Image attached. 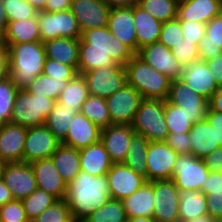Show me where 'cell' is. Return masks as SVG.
Listing matches in <instances>:
<instances>
[{"label": "cell", "instance_id": "6da1fadb", "mask_svg": "<svg viewBox=\"0 0 222 222\" xmlns=\"http://www.w3.org/2000/svg\"><path fill=\"white\" fill-rule=\"evenodd\" d=\"M111 199L110 188L106 175L94 176L80 171L67 184L65 201L71 215L82 222L95 209L100 208Z\"/></svg>", "mask_w": 222, "mask_h": 222}, {"label": "cell", "instance_id": "7a4b0ae2", "mask_svg": "<svg viewBox=\"0 0 222 222\" xmlns=\"http://www.w3.org/2000/svg\"><path fill=\"white\" fill-rule=\"evenodd\" d=\"M9 78L16 84L19 90H25L30 82L43 73L46 52L41 41L10 44Z\"/></svg>", "mask_w": 222, "mask_h": 222}, {"label": "cell", "instance_id": "3957f363", "mask_svg": "<svg viewBox=\"0 0 222 222\" xmlns=\"http://www.w3.org/2000/svg\"><path fill=\"white\" fill-rule=\"evenodd\" d=\"M127 84L145 99L166 100L172 79L149 66L136 54L124 65Z\"/></svg>", "mask_w": 222, "mask_h": 222}, {"label": "cell", "instance_id": "277c9868", "mask_svg": "<svg viewBox=\"0 0 222 222\" xmlns=\"http://www.w3.org/2000/svg\"><path fill=\"white\" fill-rule=\"evenodd\" d=\"M165 100L145 99L140 102L131 124L135 133L153 142H165L169 130L164 117Z\"/></svg>", "mask_w": 222, "mask_h": 222}, {"label": "cell", "instance_id": "5b68a950", "mask_svg": "<svg viewBox=\"0 0 222 222\" xmlns=\"http://www.w3.org/2000/svg\"><path fill=\"white\" fill-rule=\"evenodd\" d=\"M55 103L56 100L44 95L19 90L13 105L11 123L26 128L44 125Z\"/></svg>", "mask_w": 222, "mask_h": 222}, {"label": "cell", "instance_id": "8992f818", "mask_svg": "<svg viewBox=\"0 0 222 222\" xmlns=\"http://www.w3.org/2000/svg\"><path fill=\"white\" fill-rule=\"evenodd\" d=\"M79 50L106 51L117 64L123 66L135 55L128 46L110 33L107 26L83 31L79 39Z\"/></svg>", "mask_w": 222, "mask_h": 222}, {"label": "cell", "instance_id": "52a82bcc", "mask_svg": "<svg viewBox=\"0 0 222 222\" xmlns=\"http://www.w3.org/2000/svg\"><path fill=\"white\" fill-rule=\"evenodd\" d=\"M37 18L41 42L59 37L80 39L82 36L77 19L70 10L40 11Z\"/></svg>", "mask_w": 222, "mask_h": 222}, {"label": "cell", "instance_id": "ba28073f", "mask_svg": "<svg viewBox=\"0 0 222 222\" xmlns=\"http://www.w3.org/2000/svg\"><path fill=\"white\" fill-rule=\"evenodd\" d=\"M209 172L202 159L192 154H179L172 180L179 191H201Z\"/></svg>", "mask_w": 222, "mask_h": 222}, {"label": "cell", "instance_id": "9c48e42d", "mask_svg": "<svg viewBox=\"0 0 222 222\" xmlns=\"http://www.w3.org/2000/svg\"><path fill=\"white\" fill-rule=\"evenodd\" d=\"M167 100L176 106L182 107L193 124L205 120L207 116L209 101L193 91L181 79L171 81Z\"/></svg>", "mask_w": 222, "mask_h": 222}, {"label": "cell", "instance_id": "30bf717a", "mask_svg": "<svg viewBox=\"0 0 222 222\" xmlns=\"http://www.w3.org/2000/svg\"><path fill=\"white\" fill-rule=\"evenodd\" d=\"M89 95L106 98L121 89L126 83L124 66H107L84 72Z\"/></svg>", "mask_w": 222, "mask_h": 222}, {"label": "cell", "instance_id": "8fae6325", "mask_svg": "<svg viewBox=\"0 0 222 222\" xmlns=\"http://www.w3.org/2000/svg\"><path fill=\"white\" fill-rule=\"evenodd\" d=\"M143 97L127 83L105 98L112 124L131 125Z\"/></svg>", "mask_w": 222, "mask_h": 222}, {"label": "cell", "instance_id": "7c38bea8", "mask_svg": "<svg viewBox=\"0 0 222 222\" xmlns=\"http://www.w3.org/2000/svg\"><path fill=\"white\" fill-rule=\"evenodd\" d=\"M180 191L172 179L154 180V215L156 222L179 221Z\"/></svg>", "mask_w": 222, "mask_h": 222}, {"label": "cell", "instance_id": "4fadbf2b", "mask_svg": "<svg viewBox=\"0 0 222 222\" xmlns=\"http://www.w3.org/2000/svg\"><path fill=\"white\" fill-rule=\"evenodd\" d=\"M178 153L166 142L150 141L147 149V181L172 179Z\"/></svg>", "mask_w": 222, "mask_h": 222}, {"label": "cell", "instance_id": "5bb4252c", "mask_svg": "<svg viewBox=\"0 0 222 222\" xmlns=\"http://www.w3.org/2000/svg\"><path fill=\"white\" fill-rule=\"evenodd\" d=\"M1 179L11 191L14 199L22 200L37 189V183L30 163H4Z\"/></svg>", "mask_w": 222, "mask_h": 222}, {"label": "cell", "instance_id": "9a60e30c", "mask_svg": "<svg viewBox=\"0 0 222 222\" xmlns=\"http://www.w3.org/2000/svg\"><path fill=\"white\" fill-rule=\"evenodd\" d=\"M61 142L45 126L27 128L23 150V162L31 163L40 159L51 158Z\"/></svg>", "mask_w": 222, "mask_h": 222}, {"label": "cell", "instance_id": "2e32d148", "mask_svg": "<svg viewBox=\"0 0 222 222\" xmlns=\"http://www.w3.org/2000/svg\"><path fill=\"white\" fill-rule=\"evenodd\" d=\"M106 176L111 198L116 200L131 196L147 181L145 177L135 173L125 163H113Z\"/></svg>", "mask_w": 222, "mask_h": 222}, {"label": "cell", "instance_id": "e0dca14e", "mask_svg": "<svg viewBox=\"0 0 222 222\" xmlns=\"http://www.w3.org/2000/svg\"><path fill=\"white\" fill-rule=\"evenodd\" d=\"M111 7L104 0H72L70 11L81 32L107 26Z\"/></svg>", "mask_w": 222, "mask_h": 222}, {"label": "cell", "instance_id": "ac0fdd59", "mask_svg": "<svg viewBox=\"0 0 222 222\" xmlns=\"http://www.w3.org/2000/svg\"><path fill=\"white\" fill-rule=\"evenodd\" d=\"M136 55L172 80L180 79L182 76V65L164 44L159 42L149 44L139 49Z\"/></svg>", "mask_w": 222, "mask_h": 222}, {"label": "cell", "instance_id": "d6986e66", "mask_svg": "<svg viewBox=\"0 0 222 222\" xmlns=\"http://www.w3.org/2000/svg\"><path fill=\"white\" fill-rule=\"evenodd\" d=\"M135 131L131 125L111 124L101 129L100 141L113 163H124Z\"/></svg>", "mask_w": 222, "mask_h": 222}, {"label": "cell", "instance_id": "ffe728a7", "mask_svg": "<svg viewBox=\"0 0 222 222\" xmlns=\"http://www.w3.org/2000/svg\"><path fill=\"white\" fill-rule=\"evenodd\" d=\"M37 188L46 191L57 200L65 199L67 183L57 171L52 158L40 159L30 163Z\"/></svg>", "mask_w": 222, "mask_h": 222}, {"label": "cell", "instance_id": "44dd1931", "mask_svg": "<svg viewBox=\"0 0 222 222\" xmlns=\"http://www.w3.org/2000/svg\"><path fill=\"white\" fill-rule=\"evenodd\" d=\"M27 128L9 123L0 124V160L3 163L23 162Z\"/></svg>", "mask_w": 222, "mask_h": 222}, {"label": "cell", "instance_id": "7402d4cb", "mask_svg": "<svg viewBox=\"0 0 222 222\" xmlns=\"http://www.w3.org/2000/svg\"><path fill=\"white\" fill-rule=\"evenodd\" d=\"M107 28L115 38L137 54V38L134 26L133 7L111 8Z\"/></svg>", "mask_w": 222, "mask_h": 222}, {"label": "cell", "instance_id": "603a6c76", "mask_svg": "<svg viewBox=\"0 0 222 222\" xmlns=\"http://www.w3.org/2000/svg\"><path fill=\"white\" fill-rule=\"evenodd\" d=\"M180 79L208 101L219 89L206 61L200 59L184 66Z\"/></svg>", "mask_w": 222, "mask_h": 222}, {"label": "cell", "instance_id": "cb8c5ba5", "mask_svg": "<svg viewBox=\"0 0 222 222\" xmlns=\"http://www.w3.org/2000/svg\"><path fill=\"white\" fill-rule=\"evenodd\" d=\"M100 135L101 129L81 112H78L74 115L72 122L69 123V128L62 144L75 149H82L99 142Z\"/></svg>", "mask_w": 222, "mask_h": 222}, {"label": "cell", "instance_id": "d4e9b609", "mask_svg": "<svg viewBox=\"0 0 222 222\" xmlns=\"http://www.w3.org/2000/svg\"><path fill=\"white\" fill-rule=\"evenodd\" d=\"M221 13L222 0H186L178 3L177 19L206 24Z\"/></svg>", "mask_w": 222, "mask_h": 222}, {"label": "cell", "instance_id": "484cf974", "mask_svg": "<svg viewBox=\"0 0 222 222\" xmlns=\"http://www.w3.org/2000/svg\"><path fill=\"white\" fill-rule=\"evenodd\" d=\"M133 16L138 53L144 46L158 42L163 22L155 19L138 4L133 6Z\"/></svg>", "mask_w": 222, "mask_h": 222}, {"label": "cell", "instance_id": "4316f807", "mask_svg": "<svg viewBox=\"0 0 222 222\" xmlns=\"http://www.w3.org/2000/svg\"><path fill=\"white\" fill-rule=\"evenodd\" d=\"M127 218L153 217L154 215V181H146L131 196L121 200Z\"/></svg>", "mask_w": 222, "mask_h": 222}, {"label": "cell", "instance_id": "83f0119b", "mask_svg": "<svg viewBox=\"0 0 222 222\" xmlns=\"http://www.w3.org/2000/svg\"><path fill=\"white\" fill-rule=\"evenodd\" d=\"M81 170L94 176L106 175L113 165L101 141L79 149Z\"/></svg>", "mask_w": 222, "mask_h": 222}, {"label": "cell", "instance_id": "f1b7e54d", "mask_svg": "<svg viewBox=\"0 0 222 222\" xmlns=\"http://www.w3.org/2000/svg\"><path fill=\"white\" fill-rule=\"evenodd\" d=\"M44 43L46 57L72 66L76 71L79 63V39L74 38H54Z\"/></svg>", "mask_w": 222, "mask_h": 222}, {"label": "cell", "instance_id": "f546056e", "mask_svg": "<svg viewBox=\"0 0 222 222\" xmlns=\"http://www.w3.org/2000/svg\"><path fill=\"white\" fill-rule=\"evenodd\" d=\"M191 154L202 159L217 148L219 143H215L214 130L208 121L202 120L194 123L189 131Z\"/></svg>", "mask_w": 222, "mask_h": 222}, {"label": "cell", "instance_id": "4dcf8cb0", "mask_svg": "<svg viewBox=\"0 0 222 222\" xmlns=\"http://www.w3.org/2000/svg\"><path fill=\"white\" fill-rule=\"evenodd\" d=\"M198 46L199 59L202 61L222 53V13L205 24V36Z\"/></svg>", "mask_w": 222, "mask_h": 222}, {"label": "cell", "instance_id": "1f68e13d", "mask_svg": "<svg viewBox=\"0 0 222 222\" xmlns=\"http://www.w3.org/2000/svg\"><path fill=\"white\" fill-rule=\"evenodd\" d=\"M4 43L10 44L41 41L38 18L8 21Z\"/></svg>", "mask_w": 222, "mask_h": 222}, {"label": "cell", "instance_id": "d6a6232c", "mask_svg": "<svg viewBox=\"0 0 222 222\" xmlns=\"http://www.w3.org/2000/svg\"><path fill=\"white\" fill-rule=\"evenodd\" d=\"M51 158L67 184L81 171L79 149L61 143Z\"/></svg>", "mask_w": 222, "mask_h": 222}, {"label": "cell", "instance_id": "836d02e7", "mask_svg": "<svg viewBox=\"0 0 222 222\" xmlns=\"http://www.w3.org/2000/svg\"><path fill=\"white\" fill-rule=\"evenodd\" d=\"M179 221H186L208 214L206 195L201 191H180Z\"/></svg>", "mask_w": 222, "mask_h": 222}, {"label": "cell", "instance_id": "e575fe53", "mask_svg": "<svg viewBox=\"0 0 222 222\" xmlns=\"http://www.w3.org/2000/svg\"><path fill=\"white\" fill-rule=\"evenodd\" d=\"M88 97L89 90L86 80L81 74H77L72 80L68 81L67 86L61 91L56 102L80 112L83 103Z\"/></svg>", "mask_w": 222, "mask_h": 222}, {"label": "cell", "instance_id": "d590c367", "mask_svg": "<svg viewBox=\"0 0 222 222\" xmlns=\"http://www.w3.org/2000/svg\"><path fill=\"white\" fill-rule=\"evenodd\" d=\"M78 112L73 108L56 102L54 108L46 117L45 126L54 134V136L62 143L65 140L69 123L72 122L74 115Z\"/></svg>", "mask_w": 222, "mask_h": 222}, {"label": "cell", "instance_id": "8d00e7d4", "mask_svg": "<svg viewBox=\"0 0 222 222\" xmlns=\"http://www.w3.org/2000/svg\"><path fill=\"white\" fill-rule=\"evenodd\" d=\"M149 140L143 135L135 133L130 141L125 164L130 167L135 173H138L147 180V149Z\"/></svg>", "mask_w": 222, "mask_h": 222}, {"label": "cell", "instance_id": "74e56055", "mask_svg": "<svg viewBox=\"0 0 222 222\" xmlns=\"http://www.w3.org/2000/svg\"><path fill=\"white\" fill-rule=\"evenodd\" d=\"M80 112L100 129L110 126L111 118L105 98L89 95Z\"/></svg>", "mask_w": 222, "mask_h": 222}, {"label": "cell", "instance_id": "f35d334b", "mask_svg": "<svg viewBox=\"0 0 222 222\" xmlns=\"http://www.w3.org/2000/svg\"><path fill=\"white\" fill-rule=\"evenodd\" d=\"M69 80H56L43 73L35 77L25 89L31 94L44 95L57 101L61 91L67 86Z\"/></svg>", "mask_w": 222, "mask_h": 222}, {"label": "cell", "instance_id": "ab89813d", "mask_svg": "<svg viewBox=\"0 0 222 222\" xmlns=\"http://www.w3.org/2000/svg\"><path fill=\"white\" fill-rule=\"evenodd\" d=\"M126 220L127 216L121 200L111 198L82 222H126Z\"/></svg>", "mask_w": 222, "mask_h": 222}, {"label": "cell", "instance_id": "60d3db41", "mask_svg": "<svg viewBox=\"0 0 222 222\" xmlns=\"http://www.w3.org/2000/svg\"><path fill=\"white\" fill-rule=\"evenodd\" d=\"M138 5L161 22L177 19V0H138Z\"/></svg>", "mask_w": 222, "mask_h": 222}, {"label": "cell", "instance_id": "b9f144b4", "mask_svg": "<svg viewBox=\"0 0 222 222\" xmlns=\"http://www.w3.org/2000/svg\"><path fill=\"white\" fill-rule=\"evenodd\" d=\"M107 66L123 65L117 64L106 51L79 50L78 74Z\"/></svg>", "mask_w": 222, "mask_h": 222}, {"label": "cell", "instance_id": "7bdbcfd3", "mask_svg": "<svg viewBox=\"0 0 222 222\" xmlns=\"http://www.w3.org/2000/svg\"><path fill=\"white\" fill-rule=\"evenodd\" d=\"M164 117L169 133H189L193 123L182 107L170 103L167 99L164 104Z\"/></svg>", "mask_w": 222, "mask_h": 222}, {"label": "cell", "instance_id": "ee69618b", "mask_svg": "<svg viewBox=\"0 0 222 222\" xmlns=\"http://www.w3.org/2000/svg\"><path fill=\"white\" fill-rule=\"evenodd\" d=\"M24 210L31 222L44 210L50 207L57 199L46 191L37 188L29 196L22 199Z\"/></svg>", "mask_w": 222, "mask_h": 222}, {"label": "cell", "instance_id": "f6af8a7d", "mask_svg": "<svg viewBox=\"0 0 222 222\" xmlns=\"http://www.w3.org/2000/svg\"><path fill=\"white\" fill-rule=\"evenodd\" d=\"M19 89L10 79L0 81V124L11 122L13 105Z\"/></svg>", "mask_w": 222, "mask_h": 222}, {"label": "cell", "instance_id": "bcb514c9", "mask_svg": "<svg viewBox=\"0 0 222 222\" xmlns=\"http://www.w3.org/2000/svg\"><path fill=\"white\" fill-rule=\"evenodd\" d=\"M31 222H78L71 215L65 199L55 201Z\"/></svg>", "mask_w": 222, "mask_h": 222}, {"label": "cell", "instance_id": "7dc6e473", "mask_svg": "<svg viewBox=\"0 0 222 222\" xmlns=\"http://www.w3.org/2000/svg\"><path fill=\"white\" fill-rule=\"evenodd\" d=\"M7 21L36 18L38 11L26 0H2Z\"/></svg>", "mask_w": 222, "mask_h": 222}, {"label": "cell", "instance_id": "c3c4849f", "mask_svg": "<svg viewBox=\"0 0 222 222\" xmlns=\"http://www.w3.org/2000/svg\"><path fill=\"white\" fill-rule=\"evenodd\" d=\"M183 40L181 23L178 19L163 22L158 42L168 49L178 45Z\"/></svg>", "mask_w": 222, "mask_h": 222}, {"label": "cell", "instance_id": "681fc988", "mask_svg": "<svg viewBox=\"0 0 222 222\" xmlns=\"http://www.w3.org/2000/svg\"><path fill=\"white\" fill-rule=\"evenodd\" d=\"M198 44L183 39L178 45L171 48V52L182 67L199 60Z\"/></svg>", "mask_w": 222, "mask_h": 222}, {"label": "cell", "instance_id": "f907efd6", "mask_svg": "<svg viewBox=\"0 0 222 222\" xmlns=\"http://www.w3.org/2000/svg\"><path fill=\"white\" fill-rule=\"evenodd\" d=\"M43 74L56 80H72L78 72L72 66L64 65L55 59L46 57Z\"/></svg>", "mask_w": 222, "mask_h": 222}, {"label": "cell", "instance_id": "816d5d0a", "mask_svg": "<svg viewBox=\"0 0 222 222\" xmlns=\"http://www.w3.org/2000/svg\"><path fill=\"white\" fill-rule=\"evenodd\" d=\"M1 222H30L21 200L13 199L0 206Z\"/></svg>", "mask_w": 222, "mask_h": 222}, {"label": "cell", "instance_id": "f5cc1de1", "mask_svg": "<svg viewBox=\"0 0 222 222\" xmlns=\"http://www.w3.org/2000/svg\"><path fill=\"white\" fill-rule=\"evenodd\" d=\"M183 33V39L200 43L201 39L205 36V24L197 21H180Z\"/></svg>", "mask_w": 222, "mask_h": 222}, {"label": "cell", "instance_id": "db71d44e", "mask_svg": "<svg viewBox=\"0 0 222 222\" xmlns=\"http://www.w3.org/2000/svg\"><path fill=\"white\" fill-rule=\"evenodd\" d=\"M165 142L178 154H191L189 133H169Z\"/></svg>", "mask_w": 222, "mask_h": 222}, {"label": "cell", "instance_id": "11a10c76", "mask_svg": "<svg viewBox=\"0 0 222 222\" xmlns=\"http://www.w3.org/2000/svg\"><path fill=\"white\" fill-rule=\"evenodd\" d=\"M208 214L218 222H222V189L211 191L206 195Z\"/></svg>", "mask_w": 222, "mask_h": 222}, {"label": "cell", "instance_id": "9f6ffc18", "mask_svg": "<svg viewBox=\"0 0 222 222\" xmlns=\"http://www.w3.org/2000/svg\"><path fill=\"white\" fill-rule=\"evenodd\" d=\"M205 119L214 130L215 143H219L220 147H222V113L215 112L209 108Z\"/></svg>", "mask_w": 222, "mask_h": 222}, {"label": "cell", "instance_id": "6f0895ef", "mask_svg": "<svg viewBox=\"0 0 222 222\" xmlns=\"http://www.w3.org/2000/svg\"><path fill=\"white\" fill-rule=\"evenodd\" d=\"M202 160L209 171L222 173V147L204 156Z\"/></svg>", "mask_w": 222, "mask_h": 222}, {"label": "cell", "instance_id": "680465c9", "mask_svg": "<svg viewBox=\"0 0 222 222\" xmlns=\"http://www.w3.org/2000/svg\"><path fill=\"white\" fill-rule=\"evenodd\" d=\"M222 189V173L209 172L208 178L202 186L201 192L210 195L211 191Z\"/></svg>", "mask_w": 222, "mask_h": 222}, {"label": "cell", "instance_id": "91938a15", "mask_svg": "<svg viewBox=\"0 0 222 222\" xmlns=\"http://www.w3.org/2000/svg\"><path fill=\"white\" fill-rule=\"evenodd\" d=\"M206 64L217 85L222 86V53L206 61Z\"/></svg>", "mask_w": 222, "mask_h": 222}, {"label": "cell", "instance_id": "94428289", "mask_svg": "<svg viewBox=\"0 0 222 222\" xmlns=\"http://www.w3.org/2000/svg\"><path fill=\"white\" fill-rule=\"evenodd\" d=\"M72 0H46L45 9L46 12H57L70 10Z\"/></svg>", "mask_w": 222, "mask_h": 222}, {"label": "cell", "instance_id": "6125c7cd", "mask_svg": "<svg viewBox=\"0 0 222 222\" xmlns=\"http://www.w3.org/2000/svg\"><path fill=\"white\" fill-rule=\"evenodd\" d=\"M209 108L215 112L222 113V86L209 99Z\"/></svg>", "mask_w": 222, "mask_h": 222}, {"label": "cell", "instance_id": "be15d7a7", "mask_svg": "<svg viewBox=\"0 0 222 222\" xmlns=\"http://www.w3.org/2000/svg\"><path fill=\"white\" fill-rule=\"evenodd\" d=\"M14 198L11 195V191L6 186L4 181L0 178V206L5 205L9 201H12Z\"/></svg>", "mask_w": 222, "mask_h": 222}, {"label": "cell", "instance_id": "e7e4bbea", "mask_svg": "<svg viewBox=\"0 0 222 222\" xmlns=\"http://www.w3.org/2000/svg\"><path fill=\"white\" fill-rule=\"evenodd\" d=\"M7 16L5 13V8L2 0H0V40L4 39L6 29H7Z\"/></svg>", "mask_w": 222, "mask_h": 222}, {"label": "cell", "instance_id": "03108f58", "mask_svg": "<svg viewBox=\"0 0 222 222\" xmlns=\"http://www.w3.org/2000/svg\"><path fill=\"white\" fill-rule=\"evenodd\" d=\"M111 8L133 7L138 4V0H104Z\"/></svg>", "mask_w": 222, "mask_h": 222}, {"label": "cell", "instance_id": "003e7915", "mask_svg": "<svg viewBox=\"0 0 222 222\" xmlns=\"http://www.w3.org/2000/svg\"><path fill=\"white\" fill-rule=\"evenodd\" d=\"M0 66H9L8 46L0 40Z\"/></svg>", "mask_w": 222, "mask_h": 222}, {"label": "cell", "instance_id": "a7ac6f4b", "mask_svg": "<svg viewBox=\"0 0 222 222\" xmlns=\"http://www.w3.org/2000/svg\"><path fill=\"white\" fill-rule=\"evenodd\" d=\"M182 222H218V221L215 218H212L209 214H206L204 216H199Z\"/></svg>", "mask_w": 222, "mask_h": 222}, {"label": "cell", "instance_id": "89a4df30", "mask_svg": "<svg viewBox=\"0 0 222 222\" xmlns=\"http://www.w3.org/2000/svg\"><path fill=\"white\" fill-rule=\"evenodd\" d=\"M30 3L38 12L45 9L46 0H26Z\"/></svg>", "mask_w": 222, "mask_h": 222}, {"label": "cell", "instance_id": "2644e50d", "mask_svg": "<svg viewBox=\"0 0 222 222\" xmlns=\"http://www.w3.org/2000/svg\"><path fill=\"white\" fill-rule=\"evenodd\" d=\"M126 222H156L153 217H131L127 218Z\"/></svg>", "mask_w": 222, "mask_h": 222}, {"label": "cell", "instance_id": "8c879c8a", "mask_svg": "<svg viewBox=\"0 0 222 222\" xmlns=\"http://www.w3.org/2000/svg\"><path fill=\"white\" fill-rule=\"evenodd\" d=\"M10 66H0V81L9 78Z\"/></svg>", "mask_w": 222, "mask_h": 222}, {"label": "cell", "instance_id": "753ad0ef", "mask_svg": "<svg viewBox=\"0 0 222 222\" xmlns=\"http://www.w3.org/2000/svg\"><path fill=\"white\" fill-rule=\"evenodd\" d=\"M3 165H4V163L0 160V178H1V172H2Z\"/></svg>", "mask_w": 222, "mask_h": 222}, {"label": "cell", "instance_id": "34e18365", "mask_svg": "<svg viewBox=\"0 0 222 222\" xmlns=\"http://www.w3.org/2000/svg\"><path fill=\"white\" fill-rule=\"evenodd\" d=\"M183 1H186V0H177L178 3H181V2H183Z\"/></svg>", "mask_w": 222, "mask_h": 222}]
</instances>
